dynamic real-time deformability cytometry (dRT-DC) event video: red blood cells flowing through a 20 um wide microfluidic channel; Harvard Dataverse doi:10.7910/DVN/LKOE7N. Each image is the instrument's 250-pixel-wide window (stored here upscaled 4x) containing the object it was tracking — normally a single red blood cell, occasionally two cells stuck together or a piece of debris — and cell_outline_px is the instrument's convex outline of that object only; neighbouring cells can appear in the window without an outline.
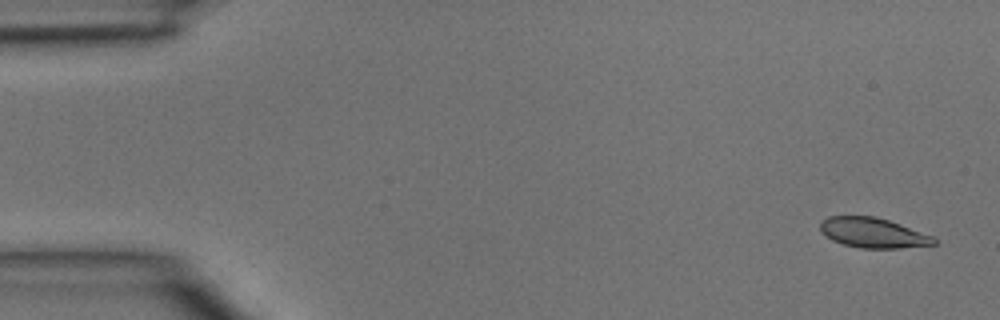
{"species": "common noctule bat (a hibernating species)", "species_latin": "Nyctalus noctula", "temperature_condition": "room temperature", "stored_images_in_passage": 4, "camera_frame_rate_fps": 3000, "um_per_image_px": 0.085, "animal": {"sex": "male", "body_mass_g": 15.6}, "frame": {"image": 1, "passage_image": 1, "time_ms": 0.0, "image_size_px": [1000, 320], "cell_outline_px": [[936, 244], [900, 248], [860, 248], [844, 244], [832, 240], [824, 236], [820, 232], [820, 220], [828, 216], [876, 216], [900, 224], [932, 236], [936, 240]], "centroid_in_image_um": [74.14, 19.78], "position_along_channel_um": 10.9, "area_um2": 19.88}}
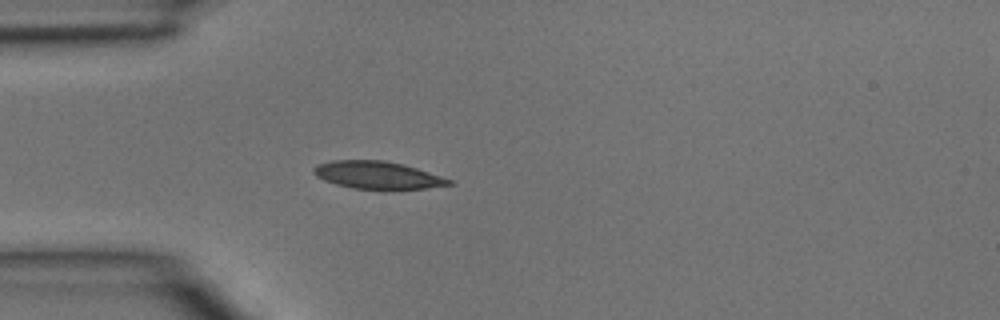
{"frame": {"image": 2, "passage_image": 4, "time_ms": 1.0, "image_size_px": [1000, 320], "cell_outline_px": [[452, 184], [424, 188], [384, 192], [352, 188], [336, 184], [324, 180], [316, 176], [312, 172], [312, 168], [316, 164], [332, 160], [384, 160], [404, 164], [452, 180]], "centroid_in_image_um": [32.05, 14.91], "position_along_channel_um": 53.0, "area_um2": 22.37}}